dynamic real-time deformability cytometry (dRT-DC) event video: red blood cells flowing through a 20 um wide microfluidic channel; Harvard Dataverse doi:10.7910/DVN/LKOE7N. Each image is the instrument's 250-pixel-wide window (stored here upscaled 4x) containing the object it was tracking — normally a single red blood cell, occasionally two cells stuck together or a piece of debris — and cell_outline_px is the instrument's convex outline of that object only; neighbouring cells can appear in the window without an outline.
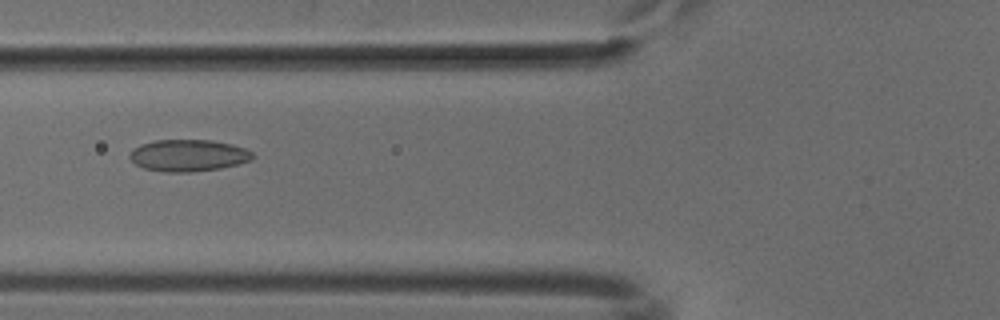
{"species": "common noctule bat (a hibernating species)", "species_latin": "Nyctalus noctula", "temperature_condition": "cold", "stored_images_in_passage": 35, "camera_frame_rate_fps": 3000, "um_per_image_px": 0.085, "animal": {"sex": "male", "body_mass_g": 18.8}, "frame": {"image": 1, "passage_image": 7, "time_ms": 2.0, "image_size_px": [1000, 320], "cell_outline_px": [[252, 160], [220, 168], [192, 172], [164, 172], [144, 168], [136, 164], [128, 156], [132, 148], [140, 144], [156, 140], [212, 140], [232, 144], [244, 148], [252, 152]], "centroid_in_image_um": [15.97, 13.21], "position_along_channel_um": 109.8, "area_um2": 22.77}}
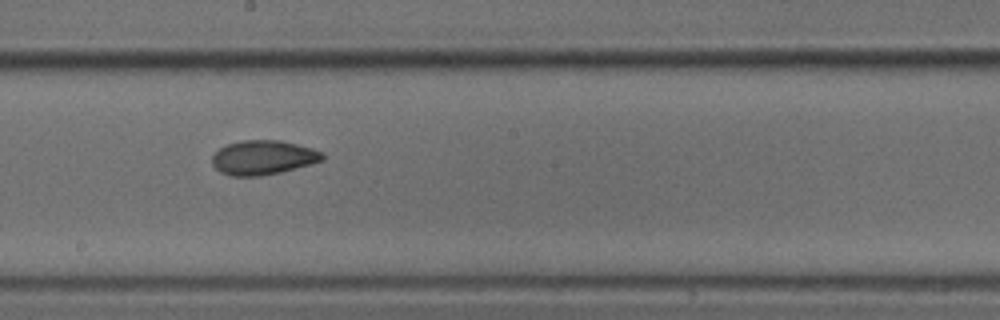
{"frame": {"image": 2, "passage_image": 16, "time_ms": 5.0, "image_size_px": [1000, 320], "cell_outline_px": [[324, 160], [312, 164], [280, 172], [260, 176], [232, 176], [220, 172], [212, 164], [212, 156], [220, 148], [228, 144], [244, 140], [280, 140], [312, 148], [324, 152]], "centroid_in_image_um": [22.39, 13.39], "position_along_channel_um": 225.8, "area_um2": 22.08}}
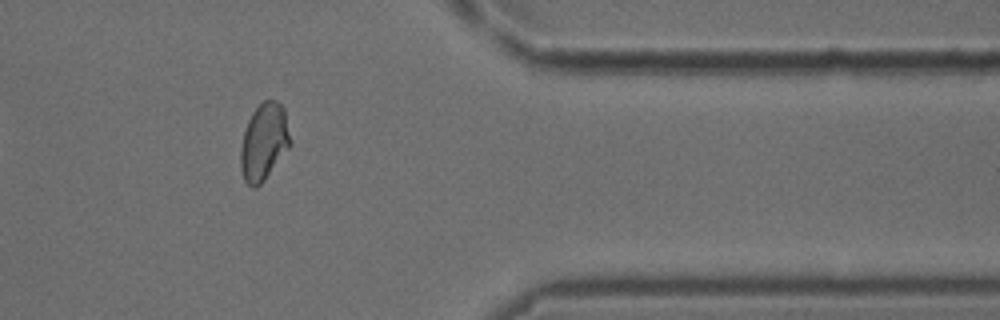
{"frame": {"image": 3, "passage_image": 30, "time_ms": 9.667, "image_size_px": [1000, 320], "cell_outline_px": [[292, 144], [264, 180], [256, 188], [252, 188], [244, 180], [240, 168], [240, 148], [244, 132], [248, 120], [252, 112], [264, 100], [276, 100], [284, 108], [292, 140]], "centroid_in_image_um": [22.44, 12.06], "position_along_channel_um": 389.0, "area_um2": 22.43}}